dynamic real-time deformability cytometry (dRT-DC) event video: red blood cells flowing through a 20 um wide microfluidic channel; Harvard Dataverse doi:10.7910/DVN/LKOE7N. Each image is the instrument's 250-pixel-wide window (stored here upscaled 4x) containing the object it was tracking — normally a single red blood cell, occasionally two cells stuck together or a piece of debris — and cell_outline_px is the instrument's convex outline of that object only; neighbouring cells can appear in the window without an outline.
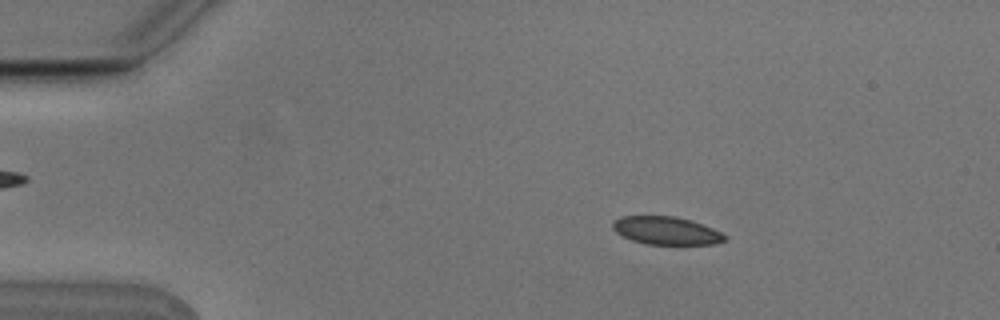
{"species": "Egyptian fruit bat (a non-hibernating species)", "species_latin": "Rousettus aegyptiacus", "temperature_condition": "cold", "stored_images_in_passage": 4, "camera_frame_rate_fps": 3000, "um_per_image_px": 0.085, "animal": {"sex": "male"}, "frame": {"image": 1, "passage_image": 2, "time_ms": 0.333, "image_size_px": [1000, 320], "cell_outline_px": [[728, 240], [716, 244], [644, 244], [632, 240], [616, 232], [612, 228], [612, 220], [620, 216], [676, 216], [712, 228], [728, 236]], "centroid_in_image_um": [56.62, 19.6], "position_along_channel_um": 28.4, "area_um2": 18.26}}